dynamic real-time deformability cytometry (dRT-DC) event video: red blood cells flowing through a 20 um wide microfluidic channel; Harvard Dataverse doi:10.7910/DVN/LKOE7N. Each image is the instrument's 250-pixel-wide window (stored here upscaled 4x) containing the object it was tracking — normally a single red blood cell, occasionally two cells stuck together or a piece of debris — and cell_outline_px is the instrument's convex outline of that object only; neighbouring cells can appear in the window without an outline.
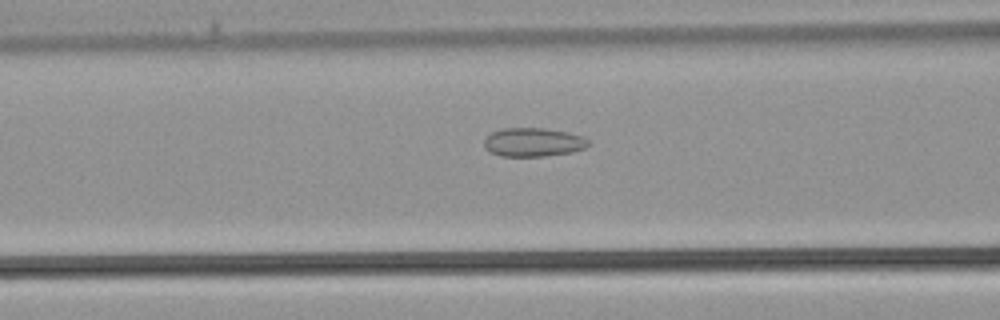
{"species": "common noctule bat (a hibernating species)", "species_latin": "Nyctalus noctula", "temperature_condition": "warm", "stored_images_in_passage": 27, "camera_frame_rate_fps": 3000, "um_per_image_px": 0.085, "animal": {"sex": "male", "body_mass_g": 21.5, "forearm_length_mm": 52.0}, "frame": {"image": 1, "passage_image": 4, "time_ms": 1.0, "image_size_px": [1000, 320], "cell_outline_px": [[592, 144], [584, 148], [572, 152], [544, 156], [500, 156], [484, 148], [484, 140], [492, 132], [504, 128], [544, 128], [568, 132], [584, 136]], "centroid_in_image_um": [45.36, 12.08], "position_along_channel_um": 121.2, "area_um2": 17.51}}
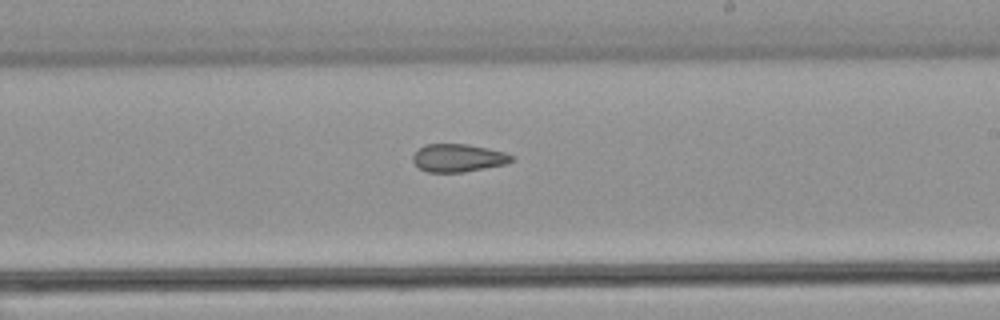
{"frame": {"image": 2, "passage_image": 11, "time_ms": 3.333, "image_size_px": [1000, 320], "cell_outline_px": [[512, 160], [504, 164], [464, 172], [428, 172], [420, 168], [412, 160], [412, 156], [424, 144], [468, 144], [488, 148], [504, 152], [512, 156]], "centroid_in_image_um": [38.91, 13.42], "position_along_channel_um": 250.1, "area_um2": 15.84}}
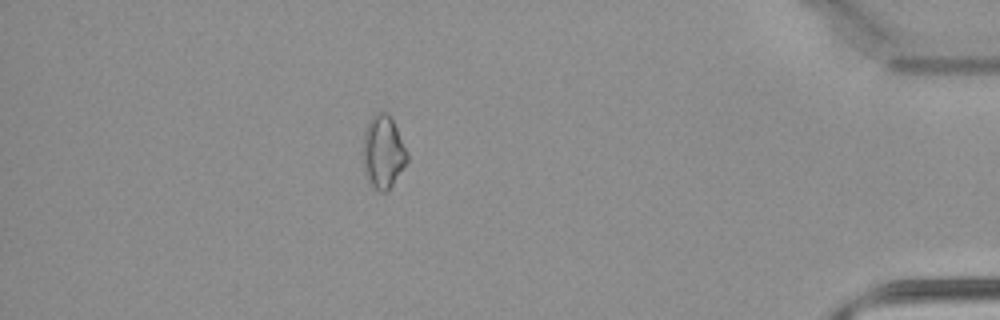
{"frame": {"image": 3, "passage_image": 22, "time_ms": 7.0, "image_size_px": [1000, 320], "cell_outline_px": [[408, 160], [388, 192], [380, 192], [368, 180], [364, 168], [364, 132], [368, 120], [376, 112], [388, 112], [408, 152]], "centroid_in_image_um": [32.58, 12.9], "position_along_channel_um": 402.6, "area_um2": 18.55}}